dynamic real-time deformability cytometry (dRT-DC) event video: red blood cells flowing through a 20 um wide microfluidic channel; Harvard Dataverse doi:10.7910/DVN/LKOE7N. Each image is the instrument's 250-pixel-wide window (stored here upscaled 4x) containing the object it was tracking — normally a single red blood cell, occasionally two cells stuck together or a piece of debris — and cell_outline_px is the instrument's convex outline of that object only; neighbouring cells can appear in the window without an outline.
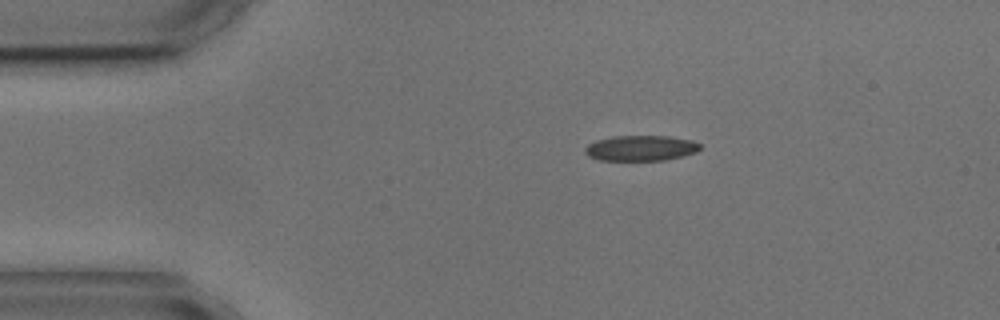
{"species": "common noctule bat (a hibernating species)", "species_latin": "Nyctalus noctula", "temperature_condition": "cold", "stored_images_in_passage": 6, "camera_frame_rate_fps": 3000, "um_per_image_px": 0.085, "animal": {"sex": "male", "body_mass_g": 17.9, "forearm_length_mm": 54.2}, "frame": {"image": 1, "passage_image": 6, "time_ms": 6.0, "image_size_px": [1000, 320], "cell_outline_px": [[700, 148], [696, 152], [664, 160], [600, 160], [588, 156], [584, 152], [584, 148], [588, 144], [596, 140], [612, 136], [668, 136], [692, 140], [700, 144]], "centroid_in_image_um": [54.43, 12.58], "position_along_channel_um": 30.6, "area_um2": 16.99}}